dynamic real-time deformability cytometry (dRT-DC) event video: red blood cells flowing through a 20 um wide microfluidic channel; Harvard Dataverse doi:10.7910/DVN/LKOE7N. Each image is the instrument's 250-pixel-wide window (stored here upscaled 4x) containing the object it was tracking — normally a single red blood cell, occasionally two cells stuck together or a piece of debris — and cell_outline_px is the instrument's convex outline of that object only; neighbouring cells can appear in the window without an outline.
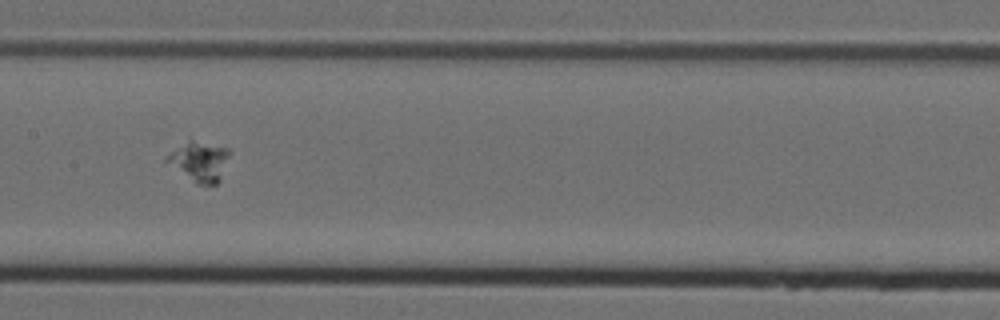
{"species": "Egyptian fruit bat (a non-hibernating species)", "species_latin": "Rousettus aegyptiacus", "temperature_condition": "cold", "stored_images_in_passage": 9, "segment_of_instrument_passage": [2, 2], "camera_frame_rate_fps": 3000, "um_per_image_px": 0.085, "animal": {"sex": "female"}, "frame": {"image": 1, "passage_image": 8, "time_ms": 2.333, "image_size_px": [1000, 320], "cell_outline_px": [[232, 152], [220, 180], [216, 184], [196, 184], [164, 160], [172, 152], [188, 140], [192, 140], [228, 148]], "centroid_in_image_um": [17.02, 13.73], "position_along_channel_um": 190.4, "area_um2": 14.28}}
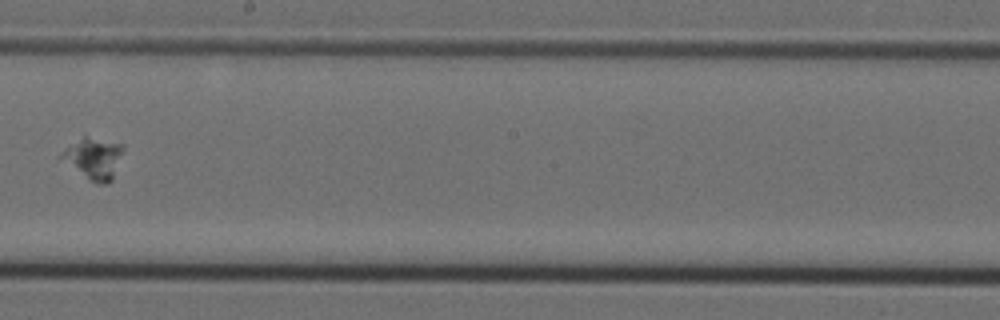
{"frame": {"image": 2, "passage_image": 9, "time_ms": 2.667, "image_size_px": [1000, 320], "cell_outline_px": [[124, 148], [112, 180], [108, 184], [96, 184], [88, 180], [56, 156], [84, 136], [124, 144]], "centroid_in_image_um": [7.96, 13.49], "position_along_channel_um": 240.2, "area_um2": 14.8}}